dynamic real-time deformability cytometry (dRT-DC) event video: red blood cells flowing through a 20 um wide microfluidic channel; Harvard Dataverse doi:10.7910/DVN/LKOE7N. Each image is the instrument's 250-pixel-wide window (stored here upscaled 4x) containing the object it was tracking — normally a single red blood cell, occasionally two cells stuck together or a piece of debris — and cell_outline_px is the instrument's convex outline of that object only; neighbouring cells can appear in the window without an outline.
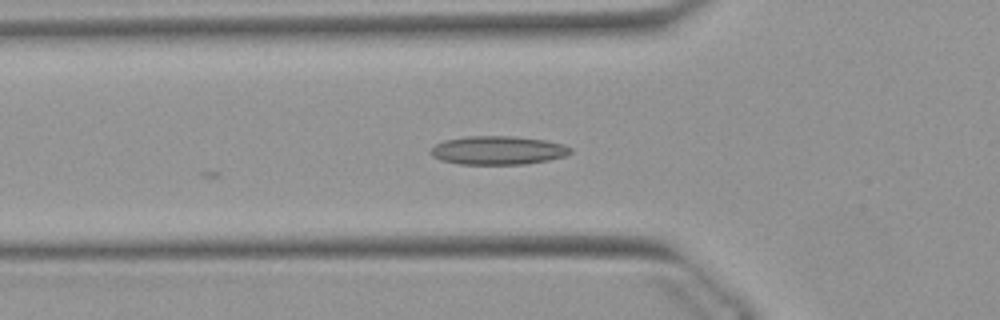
{"species": "Egyptian fruit bat (a non-hibernating species)", "species_latin": "Rousettus aegyptiacus", "temperature_condition": "warm", "stored_images_in_passage": 14, "camera_frame_rate_fps": 3000, "um_per_image_px": 0.085, "animal": {"sex": "female"}, "frame": {"image": 1, "passage_image": 14, "time_ms": 4.333, "image_size_px": [1000, 320], "cell_outline_px": [[572, 152], [564, 156], [548, 160], [524, 164], [460, 164], [440, 160], [432, 156], [428, 152], [436, 144], [444, 140], [468, 136], [512, 136], [544, 140], [564, 144], [572, 148]], "centroid_in_image_um": [42.31, 12.78], "position_along_channel_um": 83.5, "area_um2": 23.29}}